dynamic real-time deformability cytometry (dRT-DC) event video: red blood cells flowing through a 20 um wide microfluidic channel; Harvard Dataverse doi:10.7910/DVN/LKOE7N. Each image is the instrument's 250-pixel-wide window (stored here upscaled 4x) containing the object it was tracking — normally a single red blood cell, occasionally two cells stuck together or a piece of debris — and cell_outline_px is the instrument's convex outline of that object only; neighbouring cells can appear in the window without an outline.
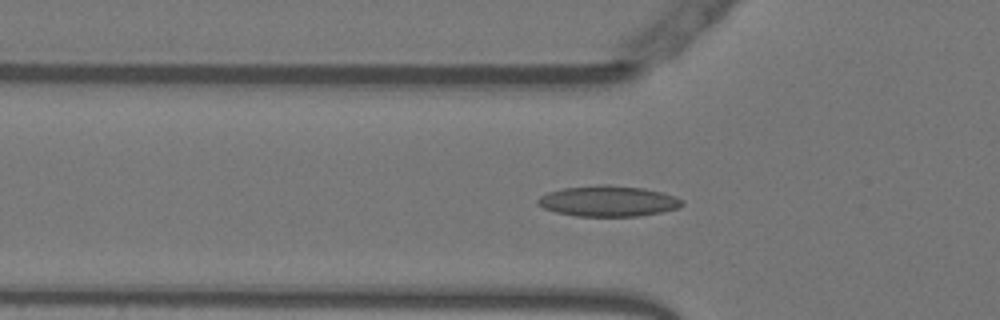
{"species": "Egyptian fruit bat (a non-hibernating species)", "species_latin": "Rousettus aegyptiacus", "temperature_condition": "warm", "stored_images_in_passage": 40, "camera_frame_rate_fps": 3000, "um_per_image_px": 0.085, "animal": {"sex": "female"}, "frame": {"image": 1, "passage_image": 4, "time_ms": 1.0, "image_size_px": [1000, 320], "cell_outline_px": [[684, 204], [680, 208], [640, 216], [576, 216], [556, 212], [544, 208], [536, 204], [536, 200], [540, 196], [548, 192], [560, 188], [604, 184], [644, 188], [660, 192], [684, 200]], "centroid_in_image_um": [51.67, 17.09], "position_along_channel_um": 74.1, "area_um2": 25.89}}
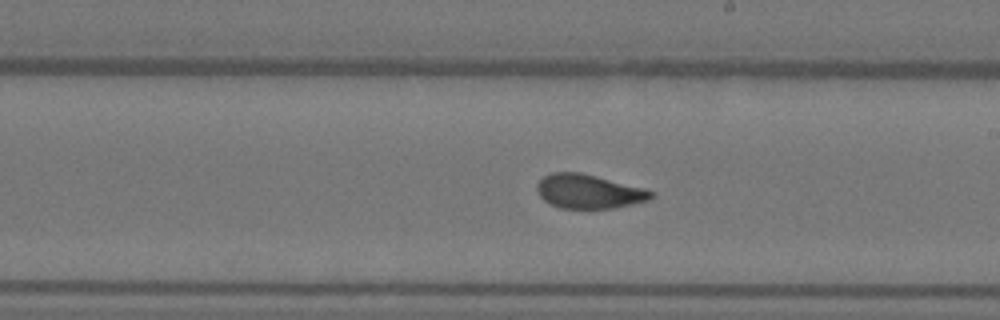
{"frame": {"image": 2, "passage_image": 17, "time_ms": 5.333, "image_size_px": [1000, 320], "cell_outline_px": [[656, 192], [648, 200], [612, 208], [560, 208], [544, 200], [540, 196], [536, 188], [536, 184], [544, 176], [552, 172], [580, 172], [644, 188]], "centroid_in_image_um": [50.02, 16.26], "position_along_channel_um": 239.0, "area_um2": 22.43}}
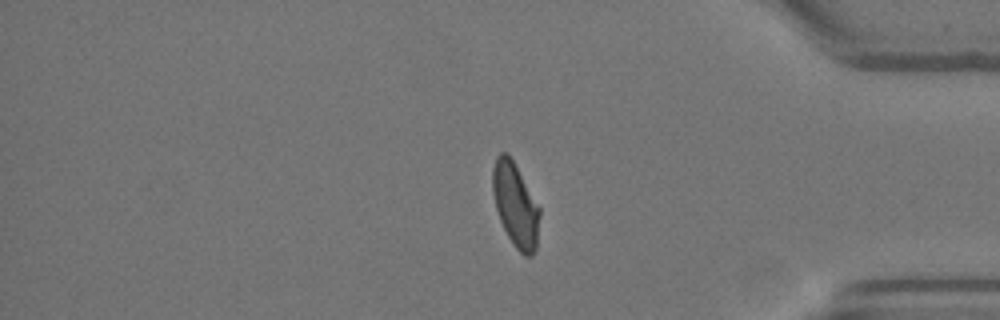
{"frame": {"image": 3, "passage_image": 31, "time_ms": 10.0, "image_size_px": [1000, 320], "cell_outline_px": [[540, 216], [536, 248], [532, 256], [524, 256], [512, 244], [500, 220], [496, 208], [492, 192], [492, 168], [496, 156], [500, 152], [508, 152], [540, 208]], "centroid_in_image_um": [43.8, 17.41], "position_along_channel_um": 391.4, "area_um2": 23.0}}